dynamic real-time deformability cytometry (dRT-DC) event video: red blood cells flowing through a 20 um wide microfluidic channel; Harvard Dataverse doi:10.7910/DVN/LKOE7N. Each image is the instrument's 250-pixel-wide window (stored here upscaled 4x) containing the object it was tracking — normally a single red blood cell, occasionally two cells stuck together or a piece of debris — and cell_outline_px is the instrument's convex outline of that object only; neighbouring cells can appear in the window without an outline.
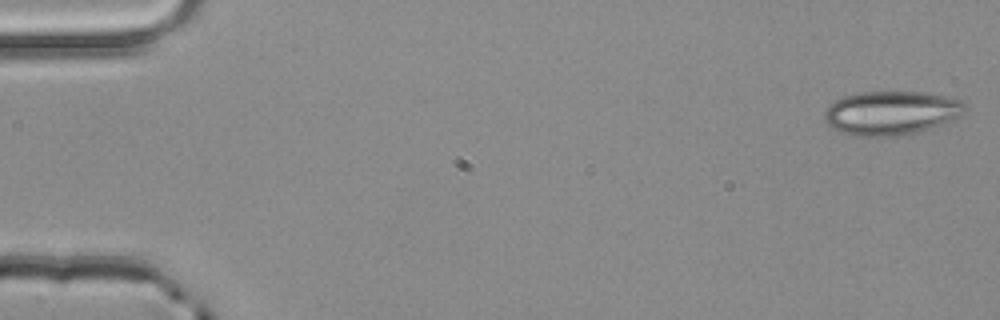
{"species": "common noctule bat (a hibernating species)", "species_latin": "Nyctalus noctula", "temperature_condition": "room temperature", "stored_images_in_passage": 3, "camera_frame_rate_fps": 3000, "um_per_image_px": 0.085, "animal": {"sex": "male", "body_mass_g": 20.4}, "frame": {"image": 1, "passage_image": 1, "time_ms": 0.0, "image_size_px": [1000, 320], "cell_outline_px": [[968, 108], [960, 116], [952, 120], [916, 132], [892, 136], [856, 136], [840, 132], [832, 128], [824, 120], [824, 108], [828, 104], [844, 96], [856, 92], [924, 92], [948, 96], [964, 100]], "centroid_in_image_um": [75.74, 9.58], "position_along_channel_um": 9.3, "area_um2": 36.24}}